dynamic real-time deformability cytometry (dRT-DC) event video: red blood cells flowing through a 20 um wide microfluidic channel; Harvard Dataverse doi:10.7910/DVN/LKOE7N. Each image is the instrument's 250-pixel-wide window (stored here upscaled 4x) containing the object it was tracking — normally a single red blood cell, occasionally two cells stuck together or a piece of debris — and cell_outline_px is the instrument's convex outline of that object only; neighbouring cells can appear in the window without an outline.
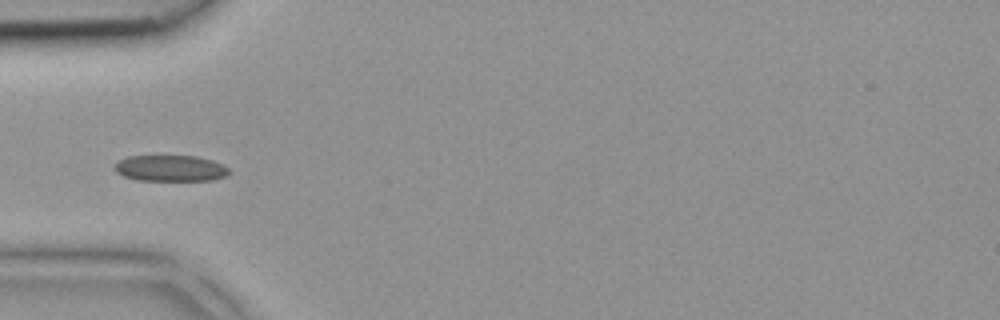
{"species": "common noctule bat (a hibernating species)", "species_latin": "Nyctalus noctula", "temperature_condition": "room temperature", "stored_images_in_passage": 41, "camera_frame_rate_fps": 3000, "um_per_image_px": 0.085, "animal": {"sex": "female", "body_mass_g": 18.4}, "frame": {"image": 1, "passage_image": 13, "time_ms": 4.0, "image_size_px": [1000, 320], "cell_outline_px": [[232, 172], [228, 176], [212, 180], [136, 180], [124, 176], [116, 172], [112, 168], [116, 160], [128, 156], [196, 156], [212, 160], [224, 164]], "centroid_in_image_um": [14.49, 14.3], "position_along_channel_um": 70.5, "area_um2": 17.74}}
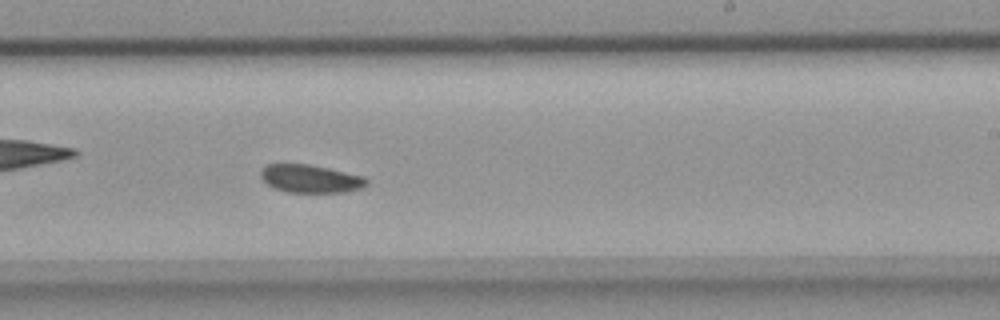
{"frame": {"image": 2, "passage_image": 25, "time_ms": 8.0, "image_size_px": [1000, 320], "cell_outline_px": [[368, 184], [360, 188], [344, 192], [288, 192], [272, 188], [260, 176], [260, 168], [268, 164], [308, 164], [328, 168], [364, 176], [368, 180]], "centroid_in_image_um": [26.37, 15.18], "position_along_channel_um": 262.6, "area_um2": 17.28}}
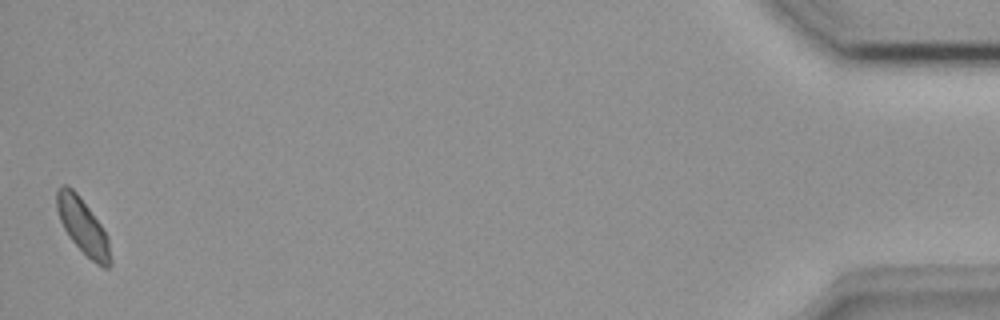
{"frame": {"image": 3, "passage_image": 41, "time_ms": 13.333, "image_size_px": [1000, 320], "cell_outline_px": [[112, 264], [108, 268], [104, 268], [96, 264], [68, 236], [60, 220], [56, 208], [56, 192], [64, 184], [68, 184], [80, 196], [100, 224], [108, 236], [112, 260]], "centroid_in_image_um": [7.06, 19.24], "position_along_channel_um": 428.1, "area_um2": 17.28}}